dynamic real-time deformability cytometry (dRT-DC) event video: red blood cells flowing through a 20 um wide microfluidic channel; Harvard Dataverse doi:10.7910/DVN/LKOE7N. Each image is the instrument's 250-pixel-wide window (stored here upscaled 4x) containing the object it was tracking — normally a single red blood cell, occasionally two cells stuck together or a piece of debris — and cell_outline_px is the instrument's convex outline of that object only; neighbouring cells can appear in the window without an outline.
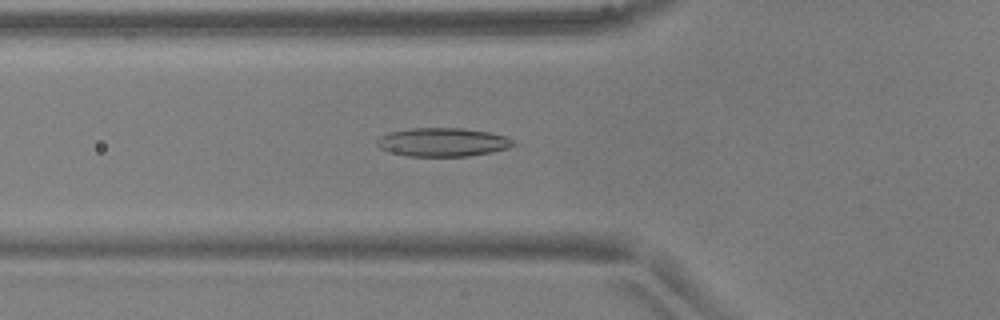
{"species": "common noctule bat (a hibernating species)", "species_latin": "Nyctalus noctula", "temperature_condition": "warm", "stored_images_in_passage": 52, "camera_frame_rate_fps": 3000, "um_per_image_px": 0.085, "animal": {"sex": "male", "body_mass_g": 17.9, "forearm_length_mm": 54.2}, "frame": {"image": 1, "passage_image": 19, "time_ms": 6.0, "image_size_px": [1000, 320], "cell_outline_px": [[516, 144], [508, 148], [492, 152], [468, 156], [408, 156], [388, 152], [380, 148], [376, 144], [376, 140], [380, 136], [388, 132], [412, 128], [464, 128], [488, 132], [504, 136], [512, 140]], "centroid_in_image_um": [37.59, 12.08], "position_along_channel_um": 88.2, "area_um2": 22.77}}
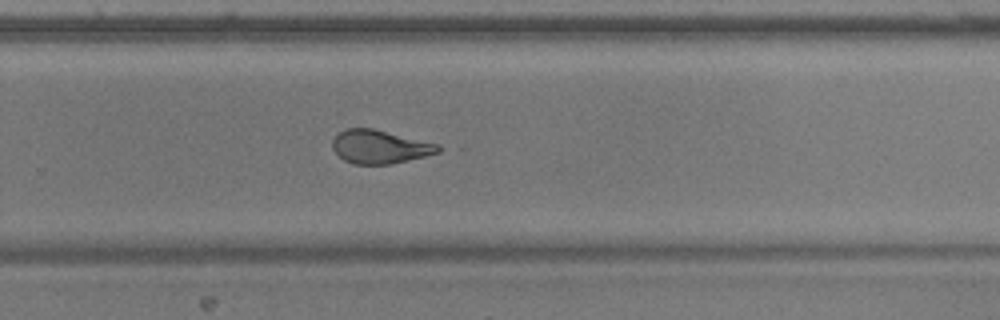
{"frame": {"image": 2, "passage_image": 35, "time_ms": 11.333, "image_size_px": [1000, 320], "cell_outline_px": [[448, 148], [440, 152], [408, 160], [388, 164], [352, 164], [344, 160], [332, 148], [332, 140], [340, 132], [348, 128], [372, 128], [440, 144]], "centroid_in_image_um": [32.34, 12.47], "position_along_channel_um": 297.5, "area_um2": 20.69}}
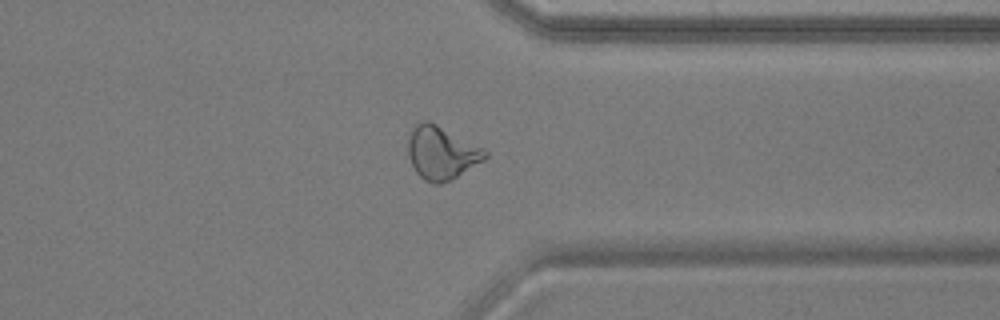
{"frame": {"image": 3, "passage_image": 41, "time_ms": 13.333, "image_size_px": [1000, 320], "cell_outline_px": [[488, 156], [484, 160], [452, 180], [440, 184], [432, 184], [424, 180], [416, 172], [408, 156], [408, 140], [412, 128], [416, 124], [424, 120], [428, 120], [484, 148], [488, 152]], "centroid_in_image_um": [37.53, 13.0], "position_along_channel_um": 373.9, "area_um2": 23.87}, "authors_computed_cell_mechanics": {"area_um2": 22.0218, "velocity_mm_per_s": 3.9219, "shape_relaxation_time_tau1_ms": null, "shape_relaxation_time_tau2_ms": 1.2676, "deformation_change_tau1": null, "deformation_change_tau2": 0.0994}}